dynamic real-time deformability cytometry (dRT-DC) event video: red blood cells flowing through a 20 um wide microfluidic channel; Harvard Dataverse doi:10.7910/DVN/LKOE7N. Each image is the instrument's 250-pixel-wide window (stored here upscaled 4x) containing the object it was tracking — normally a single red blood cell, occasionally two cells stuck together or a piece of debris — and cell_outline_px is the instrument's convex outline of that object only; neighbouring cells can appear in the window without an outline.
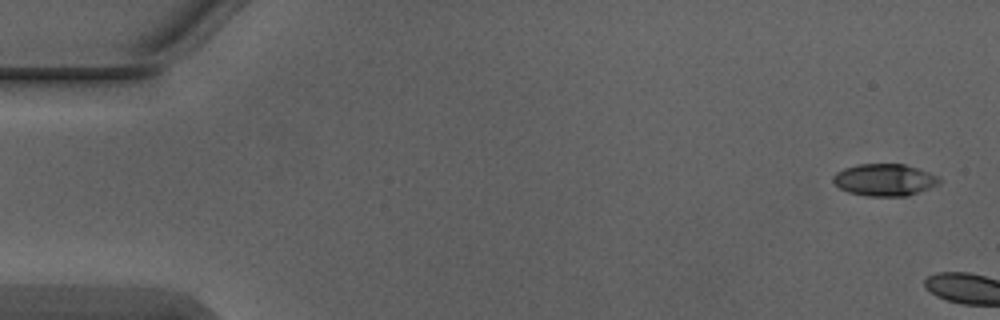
{"species": "Egyptian fruit bat (a non-hibernating species)", "species_latin": "Rousettus aegyptiacus", "temperature_condition": "warm", "stored_images_in_passage": 4, "camera_frame_rate_fps": 3000, "um_per_image_px": 0.085, "animal": {"sex": "male"}, "frame": {"image": 1, "passage_image": 1, "time_ms": 0.0, "image_size_px": [1000, 320], "cell_outline_px": [[940, 180], [936, 184], [928, 188], [908, 196], [868, 196], [848, 192], [840, 188], [832, 180], [832, 176], [836, 172], [844, 168], [860, 164], [904, 164], [928, 172], [936, 176]], "centroid_in_image_um": [75.13, 15.29], "position_along_channel_um": 9.9, "area_um2": 19.54}}